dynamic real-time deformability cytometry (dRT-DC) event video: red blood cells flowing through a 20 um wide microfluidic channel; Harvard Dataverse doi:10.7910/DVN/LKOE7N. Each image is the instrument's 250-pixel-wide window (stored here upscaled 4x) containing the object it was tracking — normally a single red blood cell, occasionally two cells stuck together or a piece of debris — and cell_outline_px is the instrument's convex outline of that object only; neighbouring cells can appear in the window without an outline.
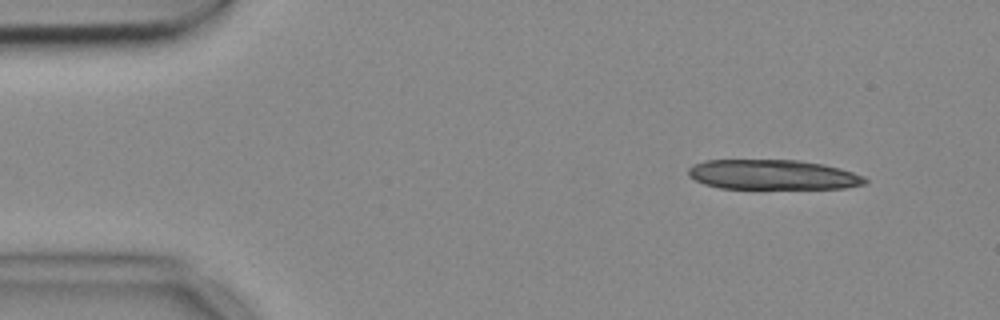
{"species": "common noctule bat (a hibernating species)", "species_latin": "Nyctalus noctula", "temperature_condition": "cold", "stored_images_in_passage": 10, "camera_frame_rate_fps": 3000, "um_per_image_px": 0.085, "animal": {"sex": "female", "body_mass_g": 18.4}, "frame": {"image": 1, "passage_image": 1, "time_ms": 0.0, "image_size_px": [1000, 320], "cell_outline_px": [[868, 180], [864, 184], [844, 188], [720, 188], [704, 184], [688, 176], [688, 168], [692, 164], [704, 160], [796, 160], [824, 164], [840, 168], [864, 176]], "centroid_in_image_um": [65.66, 14.84], "position_along_channel_um": 19.3, "area_um2": 30.75}}
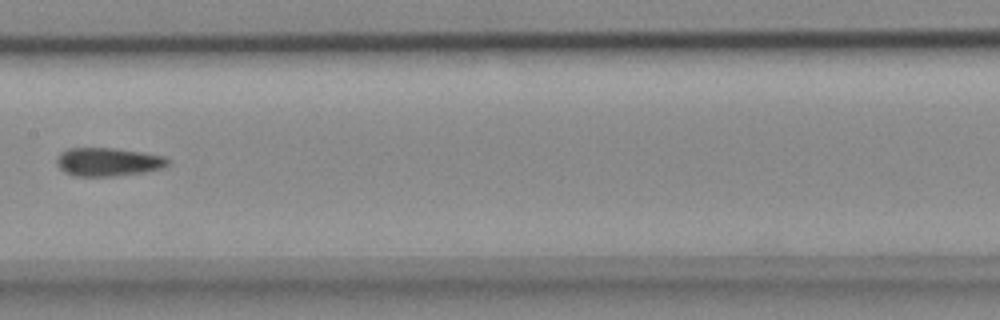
{"frame": {"image": 2, "passage_image": 7, "time_ms": 2.0, "image_size_px": [1000, 320], "cell_outline_px": [[168, 164], [164, 168], [144, 172], [116, 176], [72, 176], [64, 172], [60, 168], [56, 160], [60, 152], [68, 148], [112, 148], [140, 152], [164, 156], [168, 160]], "centroid_in_image_um": [9.16, 13.77], "position_along_channel_um": 198.2, "area_um2": 18.38}}
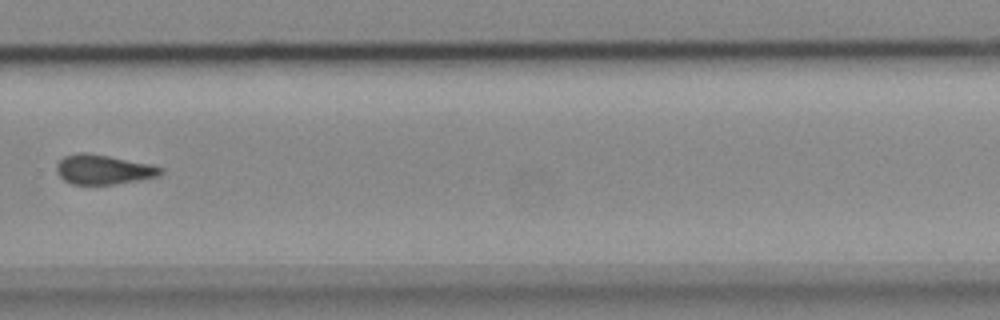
{"frame": {"image": 3, "passage_image": 10, "time_ms": 3.0, "image_size_px": [1000, 320], "cell_outline_px": [[164, 172], [156, 176], [136, 180], [112, 184], [72, 184], [64, 180], [60, 176], [56, 168], [56, 164], [64, 156], [76, 152], [88, 152], [152, 164], [164, 168]], "centroid_in_image_um": [8.77, 14.39], "position_along_channel_um": 321.0, "area_um2": 17.92}}